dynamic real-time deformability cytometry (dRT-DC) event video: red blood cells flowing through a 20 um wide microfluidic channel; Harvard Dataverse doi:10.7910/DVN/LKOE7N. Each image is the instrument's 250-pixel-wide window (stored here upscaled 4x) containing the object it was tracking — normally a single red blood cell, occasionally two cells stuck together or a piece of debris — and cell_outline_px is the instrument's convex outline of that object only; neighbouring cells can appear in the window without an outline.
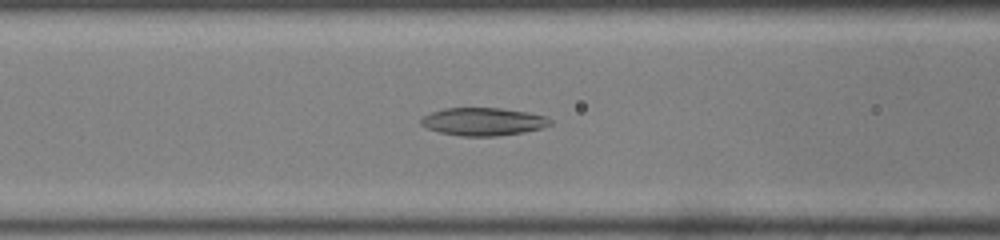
{"species": "common noctule bat (a hibernating species)", "species_latin": "Nyctalus noctula", "temperature_condition": "room temperature", "stored_images_in_passage": 47, "camera_frame_rate_fps": 3000, "um_per_image_px": 0.085, "animal": {"sex": "male", "body_mass_g": 19.0, "forearm_length_mm": 50.8}, "frame": {"image": 1, "passage_image": 21, "time_ms": 6.667, "image_size_px": [1000, 240], "cell_outline_px": [[552, 124], [540, 128], [524, 132], [496, 136], [460, 136], [440, 132], [428, 128], [420, 124], [420, 120], [424, 116], [432, 112], [444, 108], [500, 108], [524, 112], [544, 116], [552, 120]], "centroid_in_image_um": [41.05, 10.34], "position_along_channel_um": 125.5, "area_um2": 20.75}}
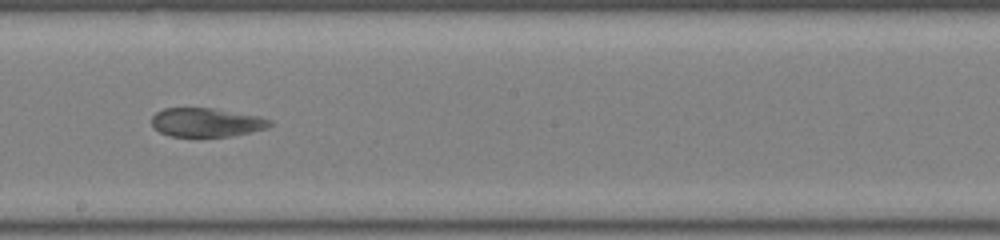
{"frame": {"image": 2, "passage_image": 29, "time_ms": 9.333, "image_size_px": [1000, 240], "cell_outline_px": [[272, 124], [268, 128], [252, 132], [232, 136], [168, 136], [152, 128], [152, 116], [156, 112], [164, 108], [212, 108], [260, 116], [272, 120]], "centroid_in_image_um": [17.55, 10.4], "position_along_channel_um": 230.6, "area_um2": 20.0}}
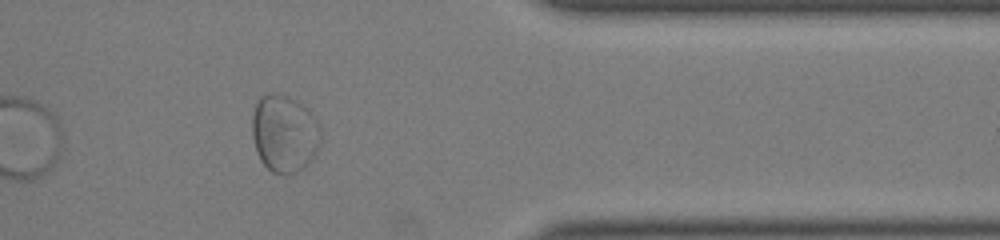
{"frame": {"image": 3, "passage_image": 42, "time_ms": 13.667, "image_size_px": [1000, 240], "cell_outline_px": [[320, 144], [312, 160], [304, 168], [296, 172], [284, 176], [272, 172], [260, 160], [252, 136], [252, 116], [256, 104], [260, 96], [272, 92], [288, 96], [308, 108], [312, 112], [320, 124]], "centroid_in_image_um": [24.19, 11.35], "position_along_channel_um": 387.2, "area_um2": 31.39}}